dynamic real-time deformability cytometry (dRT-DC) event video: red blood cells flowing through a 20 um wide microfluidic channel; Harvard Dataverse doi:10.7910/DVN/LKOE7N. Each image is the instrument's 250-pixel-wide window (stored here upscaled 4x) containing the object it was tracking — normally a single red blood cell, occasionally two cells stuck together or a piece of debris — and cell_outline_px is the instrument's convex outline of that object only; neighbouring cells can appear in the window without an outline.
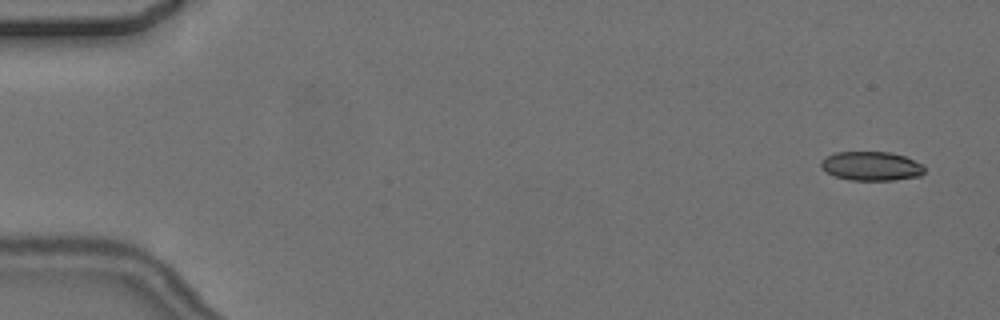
{"species": "common noctule bat (a hibernating species)", "species_latin": "Nyctalus noctula", "temperature_condition": "cold", "stored_images_in_passage": 6, "camera_frame_rate_fps": 3000, "um_per_image_px": 0.085, "animal": {"sex": "female", "body_mass_g": 24.6, "forearm_length_mm": 56.2}, "frame": {"image": 1, "passage_image": 1, "time_ms": 0.0, "image_size_px": [1000, 320], "cell_outline_px": [[924, 172], [920, 176], [892, 180], [848, 180], [836, 176], [820, 168], [820, 160], [836, 152], [892, 152], [904, 156], [924, 164]], "centroid_in_image_um": [74.07, 14.11], "position_along_channel_um": 10.9, "area_um2": 17.57}}